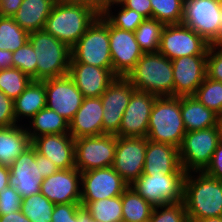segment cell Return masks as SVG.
Segmentation results:
<instances>
[{"instance_id": "obj_1", "label": "cell", "mask_w": 222, "mask_h": 222, "mask_svg": "<svg viewBox=\"0 0 222 222\" xmlns=\"http://www.w3.org/2000/svg\"><path fill=\"white\" fill-rule=\"evenodd\" d=\"M188 220L222 216V180L204 172H188L183 183Z\"/></svg>"}, {"instance_id": "obj_2", "label": "cell", "mask_w": 222, "mask_h": 222, "mask_svg": "<svg viewBox=\"0 0 222 222\" xmlns=\"http://www.w3.org/2000/svg\"><path fill=\"white\" fill-rule=\"evenodd\" d=\"M98 16L88 5L57 0L43 29L72 48Z\"/></svg>"}, {"instance_id": "obj_3", "label": "cell", "mask_w": 222, "mask_h": 222, "mask_svg": "<svg viewBox=\"0 0 222 222\" xmlns=\"http://www.w3.org/2000/svg\"><path fill=\"white\" fill-rule=\"evenodd\" d=\"M126 78L138 91L173 96L172 62L159 52L144 53Z\"/></svg>"}, {"instance_id": "obj_4", "label": "cell", "mask_w": 222, "mask_h": 222, "mask_svg": "<svg viewBox=\"0 0 222 222\" xmlns=\"http://www.w3.org/2000/svg\"><path fill=\"white\" fill-rule=\"evenodd\" d=\"M185 133L180 97H157L149 117L147 139L179 148Z\"/></svg>"}, {"instance_id": "obj_5", "label": "cell", "mask_w": 222, "mask_h": 222, "mask_svg": "<svg viewBox=\"0 0 222 222\" xmlns=\"http://www.w3.org/2000/svg\"><path fill=\"white\" fill-rule=\"evenodd\" d=\"M32 44L37 60V80L59 78L68 75L71 48L44 29L31 32Z\"/></svg>"}, {"instance_id": "obj_6", "label": "cell", "mask_w": 222, "mask_h": 222, "mask_svg": "<svg viewBox=\"0 0 222 222\" xmlns=\"http://www.w3.org/2000/svg\"><path fill=\"white\" fill-rule=\"evenodd\" d=\"M71 61L100 68H112L109 21L102 15L88 27L71 48Z\"/></svg>"}, {"instance_id": "obj_7", "label": "cell", "mask_w": 222, "mask_h": 222, "mask_svg": "<svg viewBox=\"0 0 222 222\" xmlns=\"http://www.w3.org/2000/svg\"><path fill=\"white\" fill-rule=\"evenodd\" d=\"M182 24L209 44L222 42V3L214 0L184 1Z\"/></svg>"}, {"instance_id": "obj_8", "label": "cell", "mask_w": 222, "mask_h": 222, "mask_svg": "<svg viewBox=\"0 0 222 222\" xmlns=\"http://www.w3.org/2000/svg\"><path fill=\"white\" fill-rule=\"evenodd\" d=\"M220 141L217 126L186 132L179 156L181 167L188 172H203L210 164Z\"/></svg>"}, {"instance_id": "obj_9", "label": "cell", "mask_w": 222, "mask_h": 222, "mask_svg": "<svg viewBox=\"0 0 222 222\" xmlns=\"http://www.w3.org/2000/svg\"><path fill=\"white\" fill-rule=\"evenodd\" d=\"M185 174L142 173L130 187L155 206L175 204L183 201V183Z\"/></svg>"}, {"instance_id": "obj_10", "label": "cell", "mask_w": 222, "mask_h": 222, "mask_svg": "<svg viewBox=\"0 0 222 222\" xmlns=\"http://www.w3.org/2000/svg\"><path fill=\"white\" fill-rule=\"evenodd\" d=\"M74 143L75 168L81 173L113 165L117 145L116 135L80 137L74 139Z\"/></svg>"}, {"instance_id": "obj_11", "label": "cell", "mask_w": 222, "mask_h": 222, "mask_svg": "<svg viewBox=\"0 0 222 222\" xmlns=\"http://www.w3.org/2000/svg\"><path fill=\"white\" fill-rule=\"evenodd\" d=\"M209 43L193 29L180 24L164 25L159 53L169 60L184 56L207 55Z\"/></svg>"}, {"instance_id": "obj_12", "label": "cell", "mask_w": 222, "mask_h": 222, "mask_svg": "<svg viewBox=\"0 0 222 222\" xmlns=\"http://www.w3.org/2000/svg\"><path fill=\"white\" fill-rule=\"evenodd\" d=\"M135 90L126 77L117 76L100 96L103 105V134L118 133L123 114Z\"/></svg>"}, {"instance_id": "obj_13", "label": "cell", "mask_w": 222, "mask_h": 222, "mask_svg": "<svg viewBox=\"0 0 222 222\" xmlns=\"http://www.w3.org/2000/svg\"><path fill=\"white\" fill-rule=\"evenodd\" d=\"M147 137H117L113 169L130 186L143 173Z\"/></svg>"}, {"instance_id": "obj_14", "label": "cell", "mask_w": 222, "mask_h": 222, "mask_svg": "<svg viewBox=\"0 0 222 222\" xmlns=\"http://www.w3.org/2000/svg\"><path fill=\"white\" fill-rule=\"evenodd\" d=\"M128 187L112 166L81 173V201L121 196Z\"/></svg>"}, {"instance_id": "obj_15", "label": "cell", "mask_w": 222, "mask_h": 222, "mask_svg": "<svg viewBox=\"0 0 222 222\" xmlns=\"http://www.w3.org/2000/svg\"><path fill=\"white\" fill-rule=\"evenodd\" d=\"M46 107L70 122L81 107L83 94L69 75L44 80Z\"/></svg>"}, {"instance_id": "obj_16", "label": "cell", "mask_w": 222, "mask_h": 222, "mask_svg": "<svg viewBox=\"0 0 222 222\" xmlns=\"http://www.w3.org/2000/svg\"><path fill=\"white\" fill-rule=\"evenodd\" d=\"M109 41L112 71L116 76L126 77L144 54L136 41L135 33L115 27L109 22Z\"/></svg>"}, {"instance_id": "obj_17", "label": "cell", "mask_w": 222, "mask_h": 222, "mask_svg": "<svg viewBox=\"0 0 222 222\" xmlns=\"http://www.w3.org/2000/svg\"><path fill=\"white\" fill-rule=\"evenodd\" d=\"M158 96L135 90L122 117L117 137H147L148 122Z\"/></svg>"}, {"instance_id": "obj_18", "label": "cell", "mask_w": 222, "mask_h": 222, "mask_svg": "<svg viewBox=\"0 0 222 222\" xmlns=\"http://www.w3.org/2000/svg\"><path fill=\"white\" fill-rule=\"evenodd\" d=\"M173 96H193L207 77V55L184 56L171 60Z\"/></svg>"}, {"instance_id": "obj_19", "label": "cell", "mask_w": 222, "mask_h": 222, "mask_svg": "<svg viewBox=\"0 0 222 222\" xmlns=\"http://www.w3.org/2000/svg\"><path fill=\"white\" fill-rule=\"evenodd\" d=\"M9 169V186L15 188L22 199L40 193L44 177L40 162L35 160V148L32 145L14 160Z\"/></svg>"}, {"instance_id": "obj_20", "label": "cell", "mask_w": 222, "mask_h": 222, "mask_svg": "<svg viewBox=\"0 0 222 222\" xmlns=\"http://www.w3.org/2000/svg\"><path fill=\"white\" fill-rule=\"evenodd\" d=\"M40 193L54 204L81 202V172L77 168L59 169L42 181Z\"/></svg>"}, {"instance_id": "obj_21", "label": "cell", "mask_w": 222, "mask_h": 222, "mask_svg": "<svg viewBox=\"0 0 222 222\" xmlns=\"http://www.w3.org/2000/svg\"><path fill=\"white\" fill-rule=\"evenodd\" d=\"M68 75L83 97H100L117 77L112 68H100L79 62H70Z\"/></svg>"}, {"instance_id": "obj_22", "label": "cell", "mask_w": 222, "mask_h": 222, "mask_svg": "<svg viewBox=\"0 0 222 222\" xmlns=\"http://www.w3.org/2000/svg\"><path fill=\"white\" fill-rule=\"evenodd\" d=\"M36 152L50 159L59 169L75 167V143L69 134L42 135L32 140Z\"/></svg>"}, {"instance_id": "obj_23", "label": "cell", "mask_w": 222, "mask_h": 222, "mask_svg": "<svg viewBox=\"0 0 222 222\" xmlns=\"http://www.w3.org/2000/svg\"><path fill=\"white\" fill-rule=\"evenodd\" d=\"M103 105L100 97H84L81 107L69 122L74 138L103 135Z\"/></svg>"}, {"instance_id": "obj_24", "label": "cell", "mask_w": 222, "mask_h": 222, "mask_svg": "<svg viewBox=\"0 0 222 222\" xmlns=\"http://www.w3.org/2000/svg\"><path fill=\"white\" fill-rule=\"evenodd\" d=\"M186 174L181 167L179 148L169 144L147 140L143 173L147 175Z\"/></svg>"}, {"instance_id": "obj_25", "label": "cell", "mask_w": 222, "mask_h": 222, "mask_svg": "<svg viewBox=\"0 0 222 222\" xmlns=\"http://www.w3.org/2000/svg\"><path fill=\"white\" fill-rule=\"evenodd\" d=\"M16 123L25 125L35 114L46 107L44 80H32L13 101Z\"/></svg>"}, {"instance_id": "obj_26", "label": "cell", "mask_w": 222, "mask_h": 222, "mask_svg": "<svg viewBox=\"0 0 222 222\" xmlns=\"http://www.w3.org/2000/svg\"><path fill=\"white\" fill-rule=\"evenodd\" d=\"M32 145L25 125L0 127V165L10 167Z\"/></svg>"}, {"instance_id": "obj_27", "label": "cell", "mask_w": 222, "mask_h": 222, "mask_svg": "<svg viewBox=\"0 0 222 222\" xmlns=\"http://www.w3.org/2000/svg\"><path fill=\"white\" fill-rule=\"evenodd\" d=\"M180 110L186 132L217 126L219 115L200 103L194 96H181Z\"/></svg>"}, {"instance_id": "obj_28", "label": "cell", "mask_w": 222, "mask_h": 222, "mask_svg": "<svg viewBox=\"0 0 222 222\" xmlns=\"http://www.w3.org/2000/svg\"><path fill=\"white\" fill-rule=\"evenodd\" d=\"M57 0H23L13 16L15 22L28 33L42 30Z\"/></svg>"}, {"instance_id": "obj_29", "label": "cell", "mask_w": 222, "mask_h": 222, "mask_svg": "<svg viewBox=\"0 0 222 222\" xmlns=\"http://www.w3.org/2000/svg\"><path fill=\"white\" fill-rule=\"evenodd\" d=\"M25 128L32 141L42 135L69 133V122L56 111L45 107L25 124Z\"/></svg>"}, {"instance_id": "obj_30", "label": "cell", "mask_w": 222, "mask_h": 222, "mask_svg": "<svg viewBox=\"0 0 222 222\" xmlns=\"http://www.w3.org/2000/svg\"><path fill=\"white\" fill-rule=\"evenodd\" d=\"M121 200L122 222H146L150 219L154 206L130 186L121 195Z\"/></svg>"}, {"instance_id": "obj_31", "label": "cell", "mask_w": 222, "mask_h": 222, "mask_svg": "<svg viewBox=\"0 0 222 222\" xmlns=\"http://www.w3.org/2000/svg\"><path fill=\"white\" fill-rule=\"evenodd\" d=\"M80 203L93 219L101 222H122L121 196L98 201H81Z\"/></svg>"}, {"instance_id": "obj_32", "label": "cell", "mask_w": 222, "mask_h": 222, "mask_svg": "<svg viewBox=\"0 0 222 222\" xmlns=\"http://www.w3.org/2000/svg\"><path fill=\"white\" fill-rule=\"evenodd\" d=\"M29 34L13 17L0 16V50H18L29 41Z\"/></svg>"}, {"instance_id": "obj_33", "label": "cell", "mask_w": 222, "mask_h": 222, "mask_svg": "<svg viewBox=\"0 0 222 222\" xmlns=\"http://www.w3.org/2000/svg\"><path fill=\"white\" fill-rule=\"evenodd\" d=\"M54 206L42 193H37L22 199L21 211L31 222H52Z\"/></svg>"}, {"instance_id": "obj_34", "label": "cell", "mask_w": 222, "mask_h": 222, "mask_svg": "<svg viewBox=\"0 0 222 222\" xmlns=\"http://www.w3.org/2000/svg\"><path fill=\"white\" fill-rule=\"evenodd\" d=\"M164 25L156 19H145L134 31L136 41L143 53L158 52Z\"/></svg>"}, {"instance_id": "obj_35", "label": "cell", "mask_w": 222, "mask_h": 222, "mask_svg": "<svg viewBox=\"0 0 222 222\" xmlns=\"http://www.w3.org/2000/svg\"><path fill=\"white\" fill-rule=\"evenodd\" d=\"M152 18L163 25L180 24L183 20L184 1L182 0H150Z\"/></svg>"}, {"instance_id": "obj_36", "label": "cell", "mask_w": 222, "mask_h": 222, "mask_svg": "<svg viewBox=\"0 0 222 222\" xmlns=\"http://www.w3.org/2000/svg\"><path fill=\"white\" fill-rule=\"evenodd\" d=\"M32 79L17 68L0 70V91L13 101L26 89Z\"/></svg>"}, {"instance_id": "obj_37", "label": "cell", "mask_w": 222, "mask_h": 222, "mask_svg": "<svg viewBox=\"0 0 222 222\" xmlns=\"http://www.w3.org/2000/svg\"><path fill=\"white\" fill-rule=\"evenodd\" d=\"M193 96L207 108L222 116V82L206 77Z\"/></svg>"}, {"instance_id": "obj_38", "label": "cell", "mask_w": 222, "mask_h": 222, "mask_svg": "<svg viewBox=\"0 0 222 222\" xmlns=\"http://www.w3.org/2000/svg\"><path fill=\"white\" fill-rule=\"evenodd\" d=\"M103 16L115 27L134 32L146 19L138 12L122 7H111Z\"/></svg>"}, {"instance_id": "obj_39", "label": "cell", "mask_w": 222, "mask_h": 222, "mask_svg": "<svg viewBox=\"0 0 222 222\" xmlns=\"http://www.w3.org/2000/svg\"><path fill=\"white\" fill-rule=\"evenodd\" d=\"M13 68H17L32 80H37V60L32 44L28 41L12 54Z\"/></svg>"}, {"instance_id": "obj_40", "label": "cell", "mask_w": 222, "mask_h": 222, "mask_svg": "<svg viewBox=\"0 0 222 222\" xmlns=\"http://www.w3.org/2000/svg\"><path fill=\"white\" fill-rule=\"evenodd\" d=\"M149 222H189L183 201L155 206Z\"/></svg>"}, {"instance_id": "obj_41", "label": "cell", "mask_w": 222, "mask_h": 222, "mask_svg": "<svg viewBox=\"0 0 222 222\" xmlns=\"http://www.w3.org/2000/svg\"><path fill=\"white\" fill-rule=\"evenodd\" d=\"M206 72L208 78L222 82V42L209 45Z\"/></svg>"}, {"instance_id": "obj_42", "label": "cell", "mask_w": 222, "mask_h": 222, "mask_svg": "<svg viewBox=\"0 0 222 222\" xmlns=\"http://www.w3.org/2000/svg\"><path fill=\"white\" fill-rule=\"evenodd\" d=\"M22 197L12 186L0 192V216L21 210Z\"/></svg>"}, {"instance_id": "obj_43", "label": "cell", "mask_w": 222, "mask_h": 222, "mask_svg": "<svg viewBox=\"0 0 222 222\" xmlns=\"http://www.w3.org/2000/svg\"><path fill=\"white\" fill-rule=\"evenodd\" d=\"M81 203L55 204L52 222H79V208Z\"/></svg>"}, {"instance_id": "obj_44", "label": "cell", "mask_w": 222, "mask_h": 222, "mask_svg": "<svg viewBox=\"0 0 222 222\" xmlns=\"http://www.w3.org/2000/svg\"><path fill=\"white\" fill-rule=\"evenodd\" d=\"M13 100L0 91V127L16 125Z\"/></svg>"}, {"instance_id": "obj_45", "label": "cell", "mask_w": 222, "mask_h": 222, "mask_svg": "<svg viewBox=\"0 0 222 222\" xmlns=\"http://www.w3.org/2000/svg\"><path fill=\"white\" fill-rule=\"evenodd\" d=\"M203 172L212 178L222 180V142L219 141L210 164Z\"/></svg>"}, {"instance_id": "obj_46", "label": "cell", "mask_w": 222, "mask_h": 222, "mask_svg": "<svg viewBox=\"0 0 222 222\" xmlns=\"http://www.w3.org/2000/svg\"><path fill=\"white\" fill-rule=\"evenodd\" d=\"M121 6L138 12L146 19L152 18V6L150 0H125Z\"/></svg>"}, {"instance_id": "obj_47", "label": "cell", "mask_w": 222, "mask_h": 222, "mask_svg": "<svg viewBox=\"0 0 222 222\" xmlns=\"http://www.w3.org/2000/svg\"><path fill=\"white\" fill-rule=\"evenodd\" d=\"M35 160L36 162H40L41 174L44 178L53 175L59 170V168L50 159L37 153L36 150Z\"/></svg>"}, {"instance_id": "obj_48", "label": "cell", "mask_w": 222, "mask_h": 222, "mask_svg": "<svg viewBox=\"0 0 222 222\" xmlns=\"http://www.w3.org/2000/svg\"><path fill=\"white\" fill-rule=\"evenodd\" d=\"M23 0H0V16L13 17Z\"/></svg>"}, {"instance_id": "obj_49", "label": "cell", "mask_w": 222, "mask_h": 222, "mask_svg": "<svg viewBox=\"0 0 222 222\" xmlns=\"http://www.w3.org/2000/svg\"><path fill=\"white\" fill-rule=\"evenodd\" d=\"M0 222H31L21 210L11 212V214L1 215Z\"/></svg>"}, {"instance_id": "obj_50", "label": "cell", "mask_w": 222, "mask_h": 222, "mask_svg": "<svg viewBox=\"0 0 222 222\" xmlns=\"http://www.w3.org/2000/svg\"><path fill=\"white\" fill-rule=\"evenodd\" d=\"M12 54L11 51L0 50V70L13 68Z\"/></svg>"}, {"instance_id": "obj_51", "label": "cell", "mask_w": 222, "mask_h": 222, "mask_svg": "<svg viewBox=\"0 0 222 222\" xmlns=\"http://www.w3.org/2000/svg\"><path fill=\"white\" fill-rule=\"evenodd\" d=\"M73 3L84 4L92 7L99 16H102V0H68Z\"/></svg>"}, {"instance_id": "obj_52", "label": "cell", "mask_w": 222, "mask_h": 222, "mask_svg": "<svg viewBox=\"0 0 222 222\" xmlns=\"http://www.w3.org/2000/svg\"><path fill=\"white\" fill-rule=\"evenodd\" d=\"M10 169L7 166L0 165V192L9 186Z\"/></svg>"}, {"instance_id": "obj_53", "label": "cell", "mask_w": 222, "mask_h": 222, "mask_svg": "<svg viewBox=\"0 0 222 222\" xmlns=\"http://www.w3.org/2000/svg\"><path fill=\"white\" fill-rule=\"evenodd\" d=\"M125 0H102V15L111 7L121 6Z\"/></svg>"}, {"instance_id": "obj_54", "label": "cell", "mask_w": 222, "mask_h": 222, "mask_svg": "<svg viewBox=\"0 0 222 222\" xmlns=\"http://www.w3.org/2000/svg\"><path fill=\"white\" fill-rule=\"evenodd\" d=\"M79 222H101V221L93 219L91 214L85 209V207L81 206L79 208Z\"/></svg>"}, {"instance_id": "obj_55", "label": "cell", "mask_w": 222, "mask_h": 222, "mask_svg": "<svg viewBox=\"0 0 222 222\" xmlns=\"http://www.w3.org/2000/svg\"><path fill=\"white\" fill-rule=\"evenodd\" d=\"M189 222H222V216L188 220Z\"/></svg>"}, {"instance_id": "obj_56", "label": "cell", "mask_w": 222, "mask_h": 222, "mask_svg": "<svg viewBox=\"0 0 222 222\" xmlns=\"http://www.w3.org/2000/svg\"><path fill=\"white\" fill-rule=\"evenodd\" d=\"M217 127H218V131H219L220 142H222V116H219V119L217 122Z\"/></svg>"}]
</instances>
